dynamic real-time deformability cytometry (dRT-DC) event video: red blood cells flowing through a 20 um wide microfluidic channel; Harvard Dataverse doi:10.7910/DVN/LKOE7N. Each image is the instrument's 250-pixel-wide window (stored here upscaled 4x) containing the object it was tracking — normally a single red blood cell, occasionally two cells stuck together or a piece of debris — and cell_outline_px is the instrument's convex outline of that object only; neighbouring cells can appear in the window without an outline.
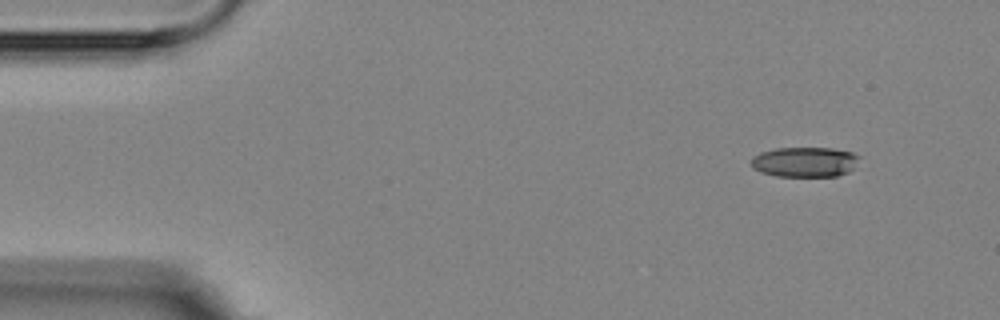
{"species": "Egyptian fruit bat (a non-hibernating species)", "species_latin": "Rousettus aegyptiacus", "temperature_condition": "room temperature", "stored_images_in_passage": 5, "camera_frame_rate_fps": 3000, "um_per_image_px": 0.085, "animal": {"sex": "female"}, "frame": {"image": 1, "passage_image": 1, "time_ms": 0.0, "image_size_px": [1000, 320], "cell_outline_px": [[860, 156], [852, 168], [848, 172], [836, 176], [776, 176], [760, 172], [752, 168], [752, 156], [760, 152], [776, 148], [832, 148], [852, 152]], "centroid_in_image_um": [68.37, 13.76], "position_along_channel_um": 16.6, "area_um2": 18.9}}
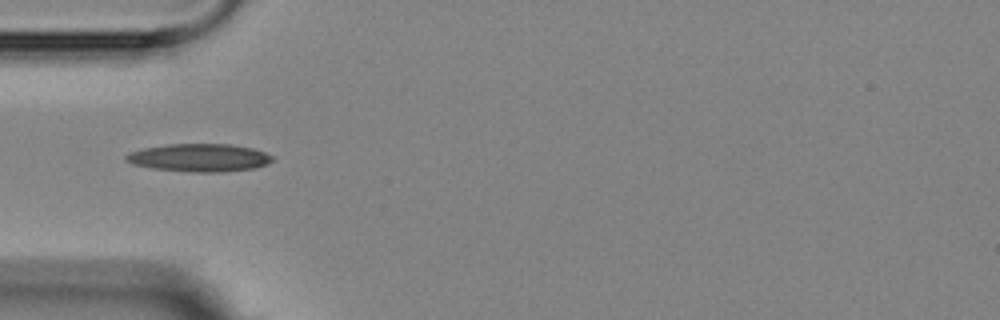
{"frame": {"image": 2, "passage_image": 4, "time_ms": 4.0, "image_size_px": [1000, 320], "cell_outline_px": [[272, 160], [268, 164], [252, 168], [220, 172], [192, 172], [152, 168], [132, 164], [124, 160], [124, 156], [128, 152], [144, 148], [168, 144], [232, 144], [252, 148], [264, 152], [272, 156]], "centroid_in_image_um": [16.9, 13.4], "position_along_channel_um": 68.1, "area_um2": 23.76}}